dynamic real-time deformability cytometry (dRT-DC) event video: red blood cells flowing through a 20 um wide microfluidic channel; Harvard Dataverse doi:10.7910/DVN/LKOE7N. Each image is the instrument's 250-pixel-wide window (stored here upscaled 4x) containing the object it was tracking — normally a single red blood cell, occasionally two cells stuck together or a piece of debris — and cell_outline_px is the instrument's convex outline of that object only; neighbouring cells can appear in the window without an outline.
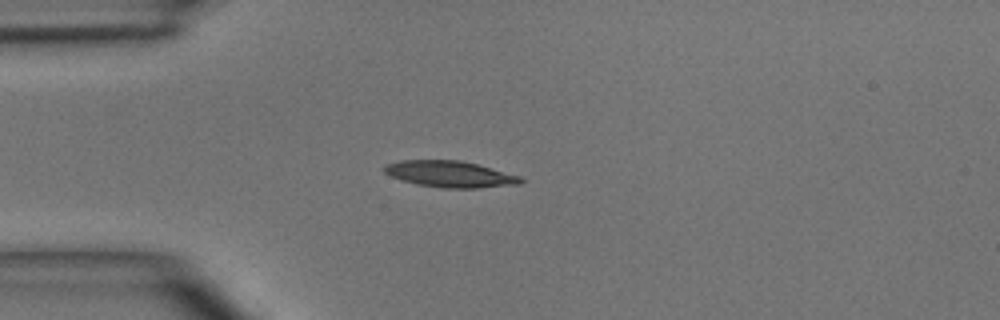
{"species": "common noctule bat (a hibernating species)", "species_latin": "Nyctalus noctula", "temperature_condition": "room temperature", "stored_images_in_passage": 3, "camera_frame_rate_fps": 3000, "um_per_image_px": 0.085, "animal": {"sex": "male", "body_mass_g": 15.6}, "frame": {"image": 1, "passage_image": 3, "time_ms": 3.333, "image_size_px": [1000, 320], "cell_outline_px": [[524, 180], [520, 184], [480, 188], [440, 188], [416, 184], [400, 180], [384, 172], [384, 164], [400, 160], [460, 160], [476, 164], [520, 176]], "centroid_in_image_um": [38.22, 14.8], "position_along_channel_um": 46.8, "area_um2": 20.98}}